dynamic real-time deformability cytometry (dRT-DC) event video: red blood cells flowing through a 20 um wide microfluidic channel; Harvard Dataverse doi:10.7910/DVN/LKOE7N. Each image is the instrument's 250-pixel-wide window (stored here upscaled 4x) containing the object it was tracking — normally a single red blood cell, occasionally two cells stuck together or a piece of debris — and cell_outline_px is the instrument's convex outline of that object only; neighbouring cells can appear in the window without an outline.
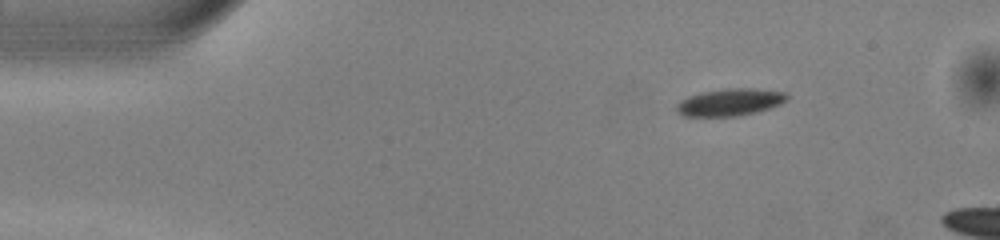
{"species": "common noctule bat (a hibernating species)", "species_latin": "Nyctalus noctula", "temperature_condition": "warm", "stored_images_in_passage": 8, "camera_frame_rate_fps": 3000, "um_per_image_px": 0.085, "animal": {"sex": "male", "body_mass_g": 13.0, "forearm_length_mm": 53.1}, "frame": {"image": 1, "passage_image": 1, "time_ms": 0.0, "image_size_px": [1000, 240], "cell_outline_px": [[788, 100], [780, 104], [756, 112], [740, 116], [684, 116], [676, 112], [676, 104], [688, 96], [704, 92], [732, 88], [748, 88], [784, 92], [788, 96]], "centroid_in_image_um": [62.04, 8.7], "position_along_channel_um": 23.0, "area_um2": 17.28}}